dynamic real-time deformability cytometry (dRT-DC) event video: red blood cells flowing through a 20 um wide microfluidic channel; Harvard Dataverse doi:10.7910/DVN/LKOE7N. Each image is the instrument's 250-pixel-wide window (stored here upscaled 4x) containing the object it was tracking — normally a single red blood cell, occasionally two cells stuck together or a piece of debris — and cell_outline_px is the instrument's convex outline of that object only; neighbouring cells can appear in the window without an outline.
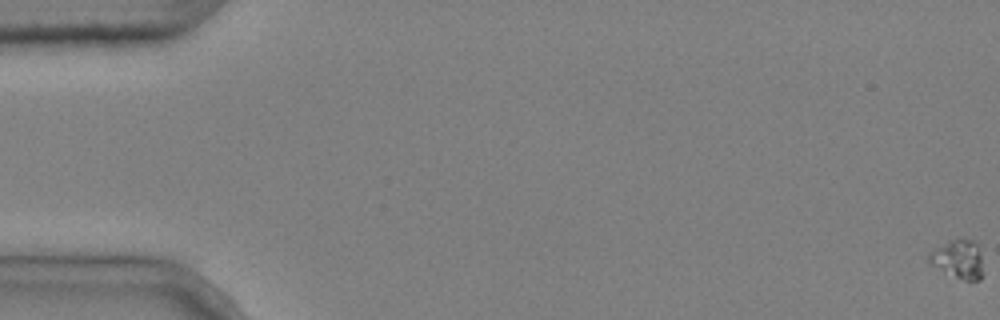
{"species": "common noctule bat (a hibernating species)", "species_latin": "Nyctalus noctula", "temperature_condition": "cold", "stored_images_in_passage": 5, "camera_frame_rate_fps": 3000, "um_per_image_px": 0.085, "animal": {"sex": "male", "body_mass_g": 20.4}, "frame": {"image": 1, "passage_image": 1, "time_ms": 0.0, "image_size_px": [1000, 320], "cell_outline_px": [[980, 280], [964, 280], [932, 264], [928, 260], [928, 252], [952, 240], [972, 240], [976, 244], [980, 256]], "centroid_in_image_um": [81.42, 22.02], "position_along_channel_um": 3.6, "area_um2": 11.27}}
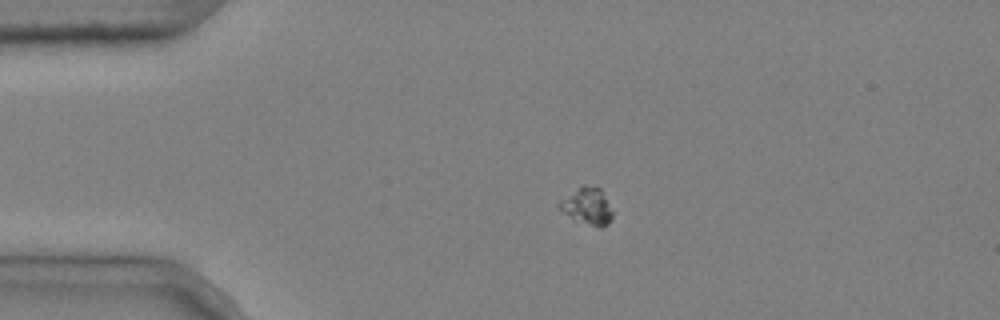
{"frame": {"image": 2, "passage_image": 4, "time_ms": 1.0, "image_size_px": [1000, 320], "cell_outline_px": [[612, 216], [608, 224], [600, 228], [572, 216], [564, 212], [560, 208], [560, 204], [584, 184], [600, 188], [612, 212]], "centroid_in_image_um": [50.01, 17.52], "position_along_channel_um": 35.0, "area_um2": 10.29}}